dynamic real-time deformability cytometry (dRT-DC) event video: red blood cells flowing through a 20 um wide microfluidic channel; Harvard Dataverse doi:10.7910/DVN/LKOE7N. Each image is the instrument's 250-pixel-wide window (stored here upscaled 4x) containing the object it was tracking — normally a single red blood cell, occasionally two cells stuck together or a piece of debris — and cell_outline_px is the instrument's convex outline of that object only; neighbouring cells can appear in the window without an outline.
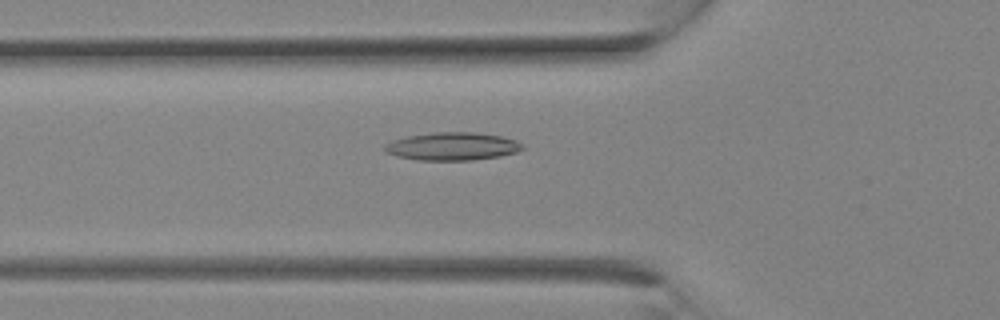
{"species": "Egyptian fruit bat (a non-hibernating species)", "species_latin": "Rousettus aegyptiacus", "temperature_condition": "room temperature", "stored_images_in_passage": 19, "camera_frame_rate_fps": 3000, "um_per_image_px": 0.085, "animal": {"sex": "female"}, "frame": {"image": 1, "passage_image": 10, "time_ms": 3.0, "image_size_px": [1000, 320], "cell_outline_px": [[524, 148], [516, 152], [500, 156], [472, 160], [420, 160], [396, 156], [388, 152], [384, 148], [384, 144], [392, 140], [408, 136], [436, 132], [476, 132], [500, 136], [516, 140], [524, 144]], "centroid_in_image_um": [38.47, 12.43], "position_along_channel_um": 87.3, "area_um2": 22.37}}
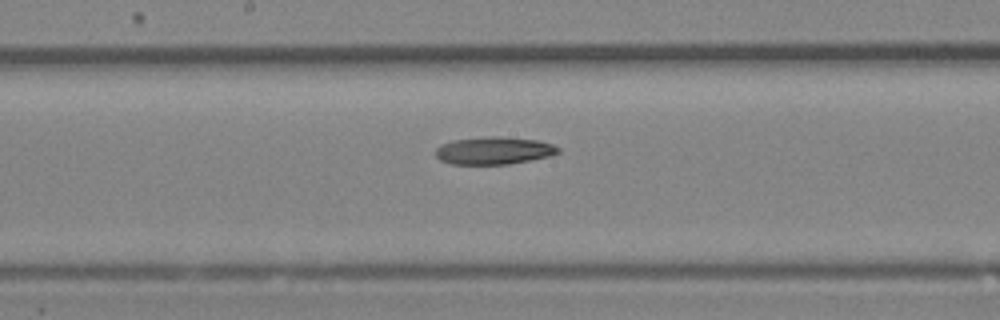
{"frame": {"image": 2, "passage_image": 15, "time_ms": 4.667, "image_size_px": [1000, 320], "cell_outline_px": [[560, 152], [548, 156], [508, 164], [452, 164], [440, 160], [436, 156], [436, 148], [440, 144], [452, 140], [492, 136], [496, 136], [540, 140], [552, 144], [560, 148]], "centroid_in_image_um": [41.96, 12.79], "position_along_channel_um": 206.2, "area_um2": 19.59}}
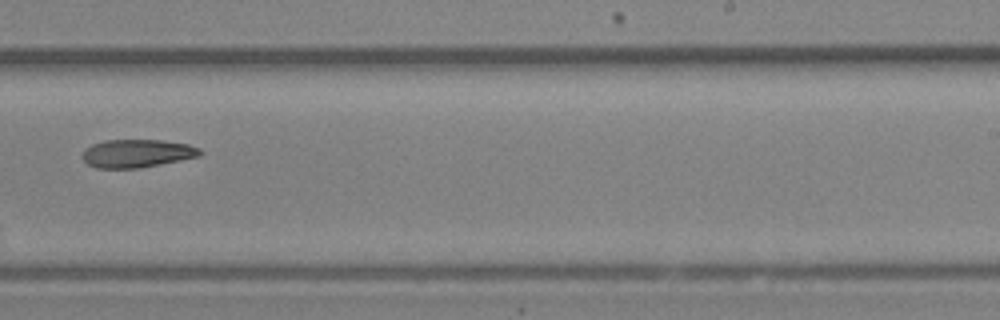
{"frame": {"image": 3, "passage_image": 18, "time_ms": 5.667, "image_size_px": [1000, 320], "cell_outline_px": [[204, 152], [200, 156], [140, 168], [96, 168], [88, 164], [80, 156], [84, 148], [92, 144], [104, 140], [160, 140], [188, 144], [200, 148]], "centroid_in_image_um": [11.62, 13.03], "position_along_channel_um": 277.4, "area_um2": 19.42}}